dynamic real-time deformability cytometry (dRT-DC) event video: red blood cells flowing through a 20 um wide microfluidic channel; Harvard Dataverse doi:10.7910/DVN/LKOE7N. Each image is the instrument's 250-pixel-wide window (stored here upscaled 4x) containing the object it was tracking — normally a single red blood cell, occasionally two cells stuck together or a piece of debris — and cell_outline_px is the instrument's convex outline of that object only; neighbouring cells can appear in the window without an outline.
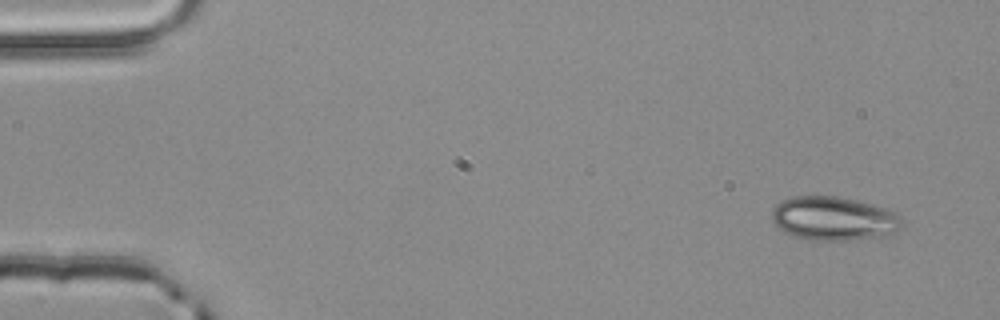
{"species": "common noctule bat (a hibernating species)", "species_latin": "Nyctalus noctula", "temperature_condition": "room temperature", "stored_images_in_passage": 4, "camera_frame_rate_fps": 3000, "um_per_image_px": 0.085, "animal": {"sex": "male", "body_mass_g": 20.4}, "frame": {"image": 1, "passage_image": 1, "time_ms": 0.0, "image_size_px": [1000, 320], "cell_outline_px": [[904, 220], [900, 228], [896, 232], [884, 240], [812, 240], [796, 236], [784, 232], [772, 220], [772, 208], [776, 204], [792, 196], [836, 196], [856, 200], [888, 208], [896, 212]], "centroid_in_image_um": [70.98, 18.6], "position_along_channel_um": 14.0, "area_um2": 34.04}}
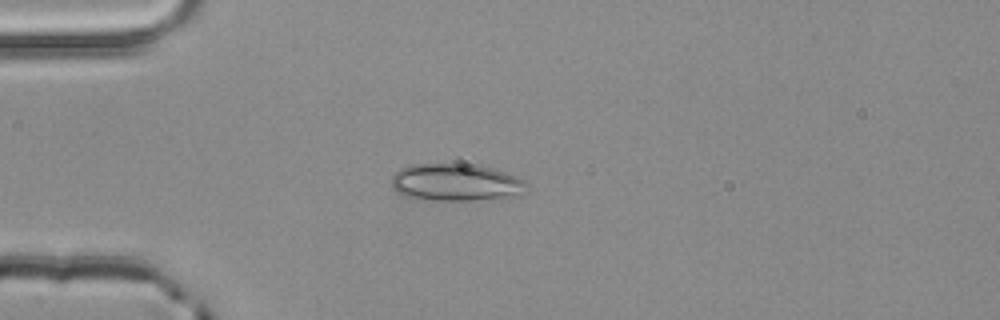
{"frame": {"image": 2, "passage_image": 3, "time_ms": 0.667, "image_size_px": [1000, 320], "cell_outline_px": [[528, 184], [520, 196], [468, 200], [432, 200], [404, 196], [396, 192], [392, 188], [392, 176], [396, 172], [412, 164], [476, 164], [492, 168], [516, 176], [524, 180]], "centroid_in_image_um": [38.76, 15.5], "position_along_channel_um": 46.2, "area_um2": 29.3}}
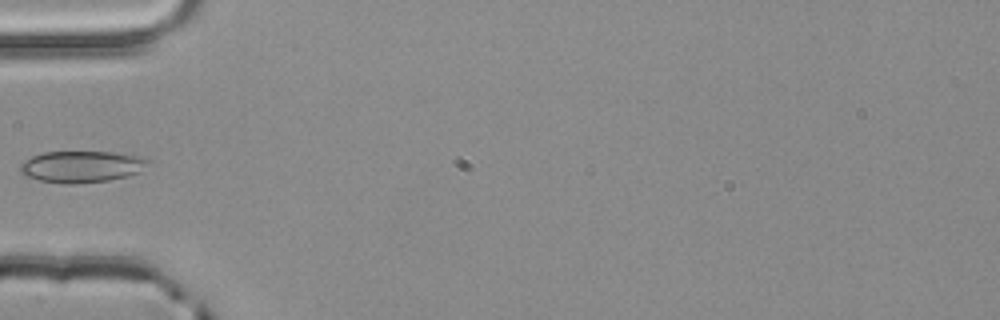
{"frame": {"image": 3, "passage_image": 4, "time_ms": 1.0, "image_size_px": [1000, 320], "cell_outline_px": [[148, 160], [140, 172], [128, 176], [108, 180], [76, 184], [60, 184], [40, 180], [24, 176], [20, 172], [20, 164], [24, 160], [32, 156], [44, 152], [112, 152], [136, 156]], "centroid_in_image_um": [6.86, 14.18], "position_along_channel_um": 78.1, "area_um2": 23.41}}